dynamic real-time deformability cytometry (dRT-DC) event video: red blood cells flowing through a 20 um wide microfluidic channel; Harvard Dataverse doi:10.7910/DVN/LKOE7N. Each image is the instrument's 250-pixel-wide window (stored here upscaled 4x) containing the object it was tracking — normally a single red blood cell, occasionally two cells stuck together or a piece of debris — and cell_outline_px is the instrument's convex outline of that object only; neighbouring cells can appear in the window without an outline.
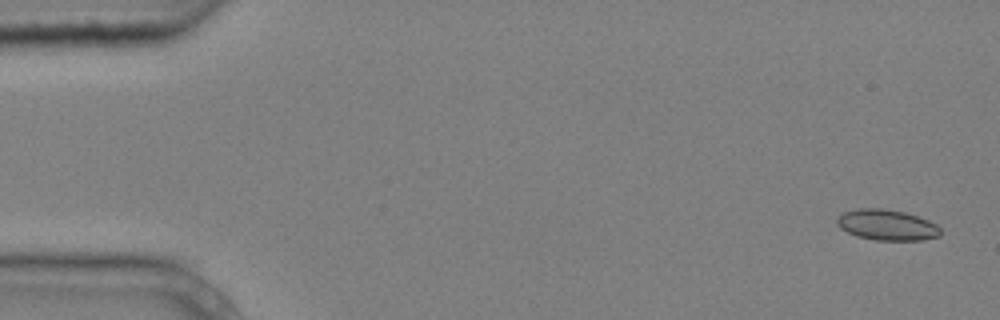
{"species": "common noctule bat (a hibernating species)", "species_latin": "Nyctalus noctula", "temperature_condition": "cold", "stored_images_in_passage": 4, "camera_frame_rate_fps": 3000, "um_per_image_px": 0.085, "animal": {"sex": "male", "body_mass_g": 20.4}, "frame": {"image": 1, "passage_image": 1, "time_ms": 0.0, "image_size_px": [1000, 320], "cell_outline_px": [[940, 236], [924, 240], [876, 240], [856, 236], [840, 228], [836, 224], [836, 216], [844, 212], [860, 208], [880, 208], [904, 212], [928, 220], [936, 224], [940, 228]], "centroid_in_image_um": [75.36, 19.12], "position_along_channel_um": 9.6, "area_um2": 18.55}}